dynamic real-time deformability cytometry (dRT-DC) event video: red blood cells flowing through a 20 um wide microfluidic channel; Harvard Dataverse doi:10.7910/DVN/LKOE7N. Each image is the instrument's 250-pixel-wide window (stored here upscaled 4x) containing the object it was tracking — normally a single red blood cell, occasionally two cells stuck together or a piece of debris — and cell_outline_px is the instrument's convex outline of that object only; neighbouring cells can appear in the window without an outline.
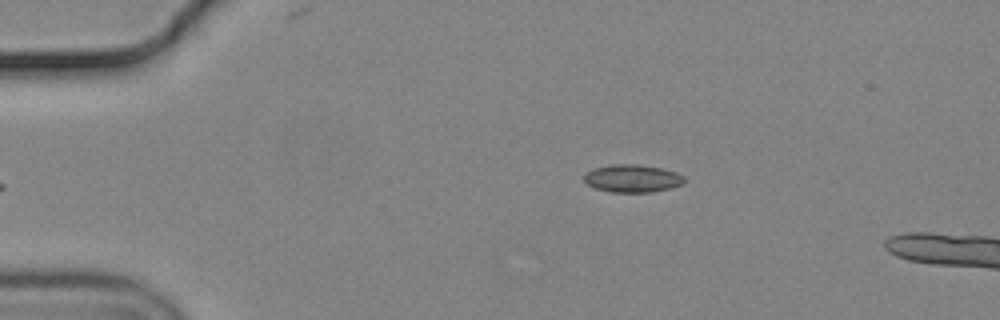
{"species": "common noctule bat (a hibernating species)", "species_latin": "Nyctalus noctula", "temperature_condition": "cold", "stored_images_in_passage": 38, "camera_frame_rate_fps": 3000, "um_per_image_px": 0.085, "animal": {"sex": "male", "body_mass_g": 19.2, "forearm_length_mm": 51.8}, "frame": {"image": 1, "passage_image": 1, "time_ms": 0.0, "image_size_px": [1000, 320], "cell_outline_px": [[684, 184], [672, 188], [652, 192], [612, 192], [596, 188], [588, 184], [584, 180], [584, 172], [596, 168], [612, 164], [636, 164], [664, 168], [676, 172], [684, 176]], "centroid_in_image_um": [53.79, 15.16], "position_along_channel_um": 31.2, "area_um2": 16.3}}
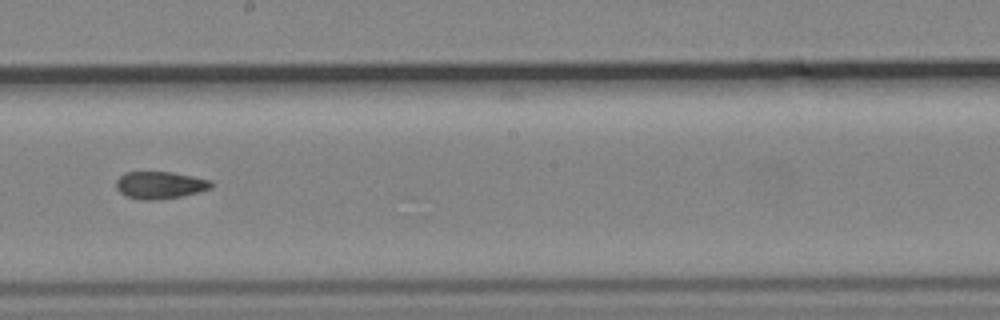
{"frame": {"image": 2, "passage_image": 22, "time_ms": 7.0, "image_size_px": [1000, 320], "cell_outline_px": [[216, 184], [212, 188], [200, 192], [180, 196], [152, 200], [144, 200], [128, 196], [120, 192], [116, 188], [116, 180], [124, 172], [172, 172], [212, 180]], "centroid_in_image_um": [13.65, 15.72], "position_along_channel_um": 234.6, "area_um2": 15.14}}
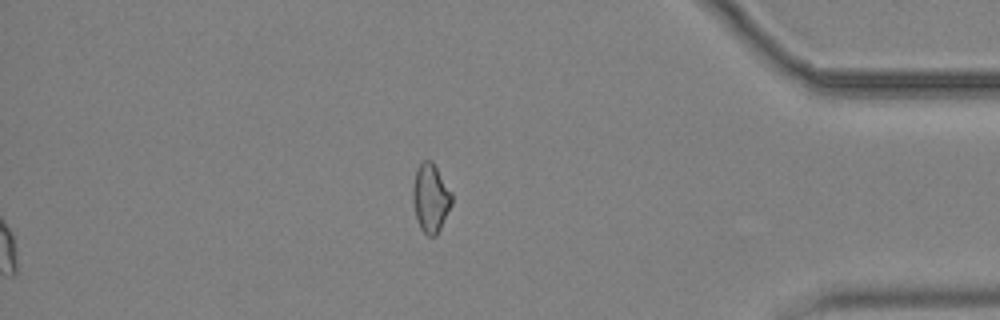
{"frame": {"image": 3, "passage_image": 38, "time_ms": 12.333, "image_size_px": [1000, 320], "cell_outline_px": [[452, 204], [436, 236], [428, 236], [420, 228], [416, 216], [412, 200], [412, 188], [416, 172], [420, 164], [424, 160], [432, 160], [452, 192]], "centroid_in_image_um": [36.61, 16.82], "position_along_channel_um": 398.6, "area_um2": 15.49}, "authors_computed_cell_mechanics": {"area_um2": 15.5771, "velocity_mm_per_s": 3.6948, "shape_relaxation_time_tau1_ms": null, "shape_relaxation_time_tau2_ms": 3.8012, "deformation_change_tau1": null, "deformation_change_tau2": 0.0784}}